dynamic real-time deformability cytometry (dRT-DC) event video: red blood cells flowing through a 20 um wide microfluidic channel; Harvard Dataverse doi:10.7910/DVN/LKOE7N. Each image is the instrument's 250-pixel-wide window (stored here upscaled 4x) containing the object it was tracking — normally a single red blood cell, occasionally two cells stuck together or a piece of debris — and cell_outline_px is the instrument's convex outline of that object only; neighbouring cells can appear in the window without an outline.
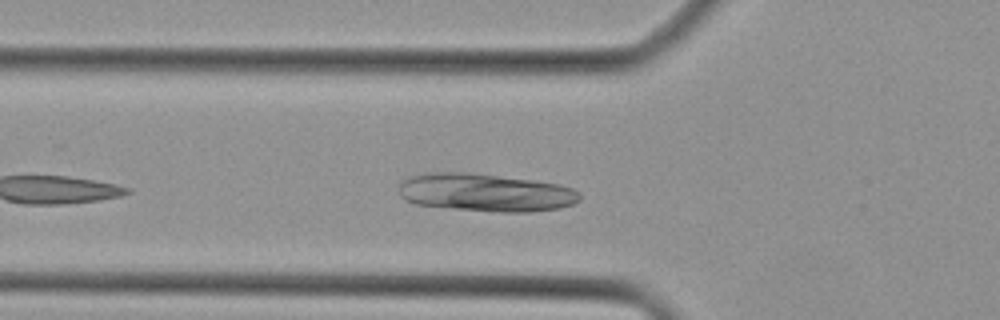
{"species": "Egyptian fruit bat (a non-hibernating species)", "species_latin": "Rousettus aegyptiacus", "temperature_condition": "cold", "stored_images_in_passage": 30, "camera_frame_rate_fps": 3000, "um_per_image_px": 0.085, "animal": {"sex": "female"}, "frame": {"image": 1, "passage_image": 4, "time_ms": 1.0, "image_size_px": [1000, 320], "cell_outline_px": [[580, 200], [572, 204], [560, 208], [532, 212], [496, 212], [416, 204], [400, 196], [400, 184], [404, 180], [412, 176], [428, 172], [468, 172], [536, 180], [560, 184], [572, 188], [580, 192]], "centroid_in_image_um": [41.33, 16.36], "position_along_channel_um": 84.5, "area_um2": 40.0}}
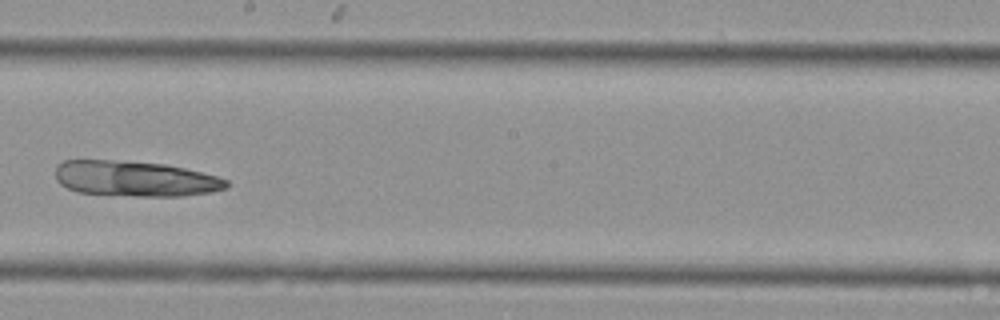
{"frame": {"image": 2, "passage_image": 14, "time_ms": 4.333, "image_size_px": [1000, 320], "cell_outline_px": [[228, 188], [212, 192], [184, 196], [136, 196], [80, 192], [68, 188], [60, 184], [56, 180], [56, 168], [64, 160], [112, 160], [164, 164], [184, 168], [216, 176], [228, 180]], "centroid_in_image_um": [11.51, 15.19], "position_along_channel_um": 236.7, "area_um2": 35.14}}
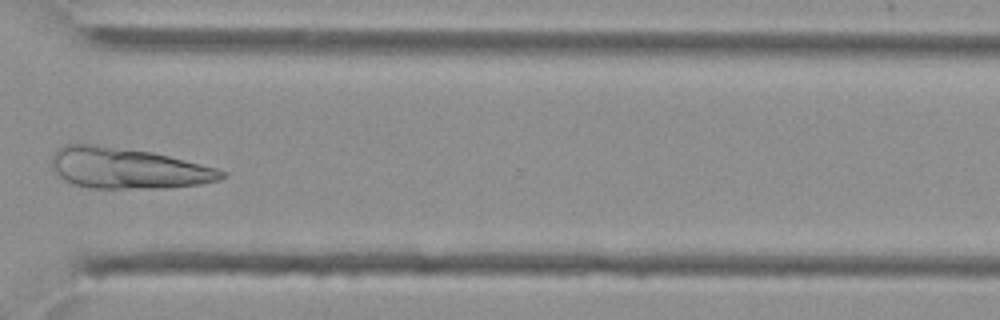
{"frame": {"image": 3, "passage_image": 22, "time_ms": 7.0, "image_size_px": [1000, 320], "cell_outline_px": [[228, 172], [220, 180], [200, 184], [168, 188], [92, 188], [72, 184], [64, 180], [52, 168], [52, 156], [64, 144], [92, 144], [152, 152], [216, 168]], "centroid_in_image_um": [10.86, 14.31], "position_along_channel_um": 359.7, "area_um2": 40.17}}